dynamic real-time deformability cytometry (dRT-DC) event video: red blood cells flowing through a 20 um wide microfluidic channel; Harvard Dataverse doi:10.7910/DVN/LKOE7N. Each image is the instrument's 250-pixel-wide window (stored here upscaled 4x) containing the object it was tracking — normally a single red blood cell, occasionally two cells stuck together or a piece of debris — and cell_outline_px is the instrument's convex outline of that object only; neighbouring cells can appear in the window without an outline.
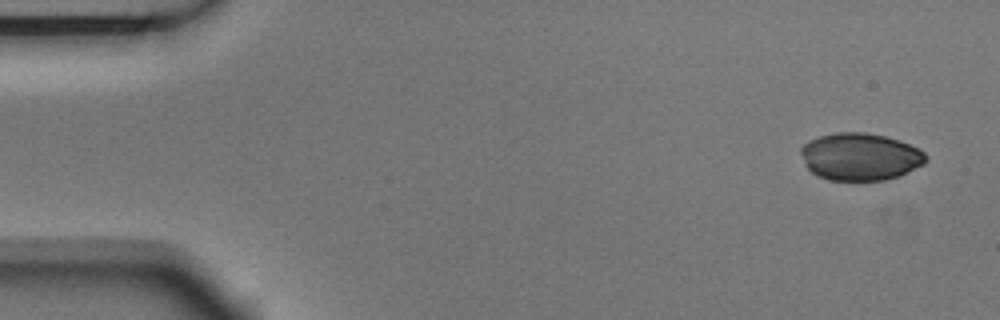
{"species": "Egyptian fruit bat (a non-hibernating species)", "species_latin": "Rousettus aegyptiacus", "temperature_condition": "room temperature", "stored_images_in_passage": 8, "camera_frame_rate_fps": 3000, "um_per_image_px": 0.085, "animal": {"sex": "male"}, "frame": {"image": 1, "passage_image": 1, "time_ms": 0.0, "image_size_px": [1000, 320], "cell_outline_px": [[928, 160], [924, 164], [896, 176], [884, 180], [828, 180], [816, 176], [804, 164], [800, 152], [800, 148], [808, 140], [820, 136], [836, 132], [864, 132], [884, 136], [900, 140], [920, 148], [928, 156]], "centroid_in_image_um": [73.1, 13.31], "position_along_channel_um": 11.9, "area_um2": 34.68}}